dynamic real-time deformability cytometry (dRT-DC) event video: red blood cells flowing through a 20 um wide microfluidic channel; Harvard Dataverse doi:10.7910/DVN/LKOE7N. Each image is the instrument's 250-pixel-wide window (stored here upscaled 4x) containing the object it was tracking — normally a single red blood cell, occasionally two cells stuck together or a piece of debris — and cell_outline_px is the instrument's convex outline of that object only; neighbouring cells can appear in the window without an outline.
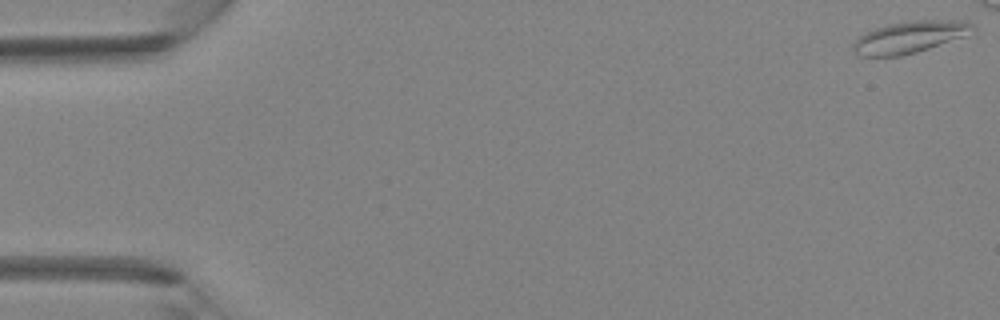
{"species": "Egyptian fruit bat (a non-hibernating species)", "species_latin": "Rousettus aegyptiacus", "temperature_condition": "room temperature", "stored_images_in_passage": 37, "segment_of_instrument_passage": [1, 2], "camera_frame_rate_fps": 3000, "um_per_image_px": 0.085, "animal": {"sex": "female"}, "frame": {"image": 1, "passage_image": 1, "time_ms": 0.0, "image_size_px": [1000, 320], "cell_outline_px": [[976, 32], [968, 36], [916, 52], [900, 56], [856, 56], [852, 52], [852, 44], [864, 32], [888, 24], [912, 20], [968, 20], [976, 28]], "centroid_in_image_um": [77.37, 3.15], "position_along_channel_um": 7.6, "area_um2": 22.66}}
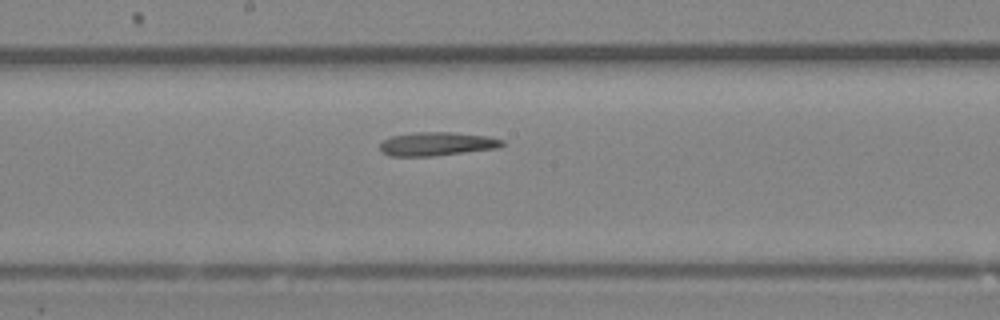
{"frame": {"image": 2, "passage_image": 24, "time_ms": 7.667, "image_size_px": [1000, 320], "cell_outline_px": [[504, 144], [500, 148], [432, 156], [388, 156], [380, 152], [380, 144], [384, 140], [392, 136], [412, 132], [452, 132], [488, 136], [504, 140]], "centroid_in_image_um": [37.14, 12.23], "position_along_channel_um": 211.1, "area_um2": 16.99}}
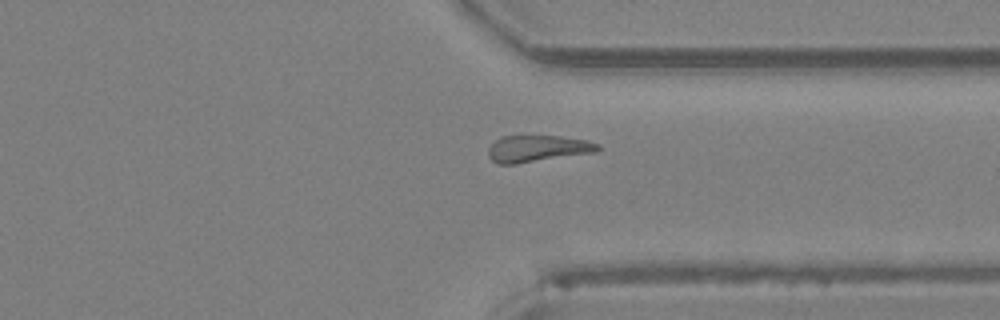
{"frame": {"image": 3, "passage_image": 34, "time_ms": 11.0, "image_size_px": [1000, 320], "cell_outline_px": [[600, 148], [596, 152], [516, 164], [496, 164], [488, 156], [488, 148], [500, 136], [560, 136], [588, 140], [600, 144]], "centroid_in_image_um": [45.69, 12.63], "position_along_channel_um": 365.7, "area_um2": 17.11}}